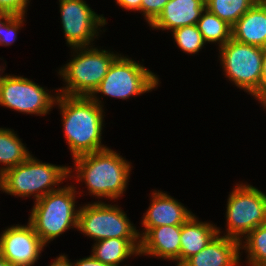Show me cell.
Wrapping results in <instances>:
<instances>
[{"mask_svg": "<svg viewBox=\"0 0 266 266\" xmlns=\"http://www.w3.org/2000/svg\"><path fill=\"white\" fill-rule=\"evenodd\" d=\"M56 105L72 158L109 148L101 142L105 122L103 107L90 97L62 94L58 95Z\"/></svg>", "mask_w": 266, "mask_h": 266, "instance_id": "cell-1", "label": "cell"}, {"mask_svg": "<svg viewBox=\"0 0 266 266\" xmlns=\"http://www.w3.org/2000/svg\"><path fill=\"white\" fill-rule=\"evenodd\" d=\"M72 160L75 170L70 167L69 178L85 183L89 195L97 197L98 202L101 198L115 202L127 190L133 167L131 162L111 148L84 154Z\"/></svg>", "mask_w": 266, "mask_h": 266, "instance_id": "cell-2", "label": "cell"}, {"mask_svg": "<svg viewBox=\"0 0 266 266\" xmlns=\"http://www.w3.org/2000/svg\"><path fill=\"white\" fill-rule=\"evenodd\" d=\"M69 166L45 163L30 155L24 162L0 175L3 193L15 197H33L34 202L69 179Z\"/></svg>", "mask_w": 266, "mask_h": 266, "instance_id": "cell-3", "label": "cell"}, {"mask_svg": "<svg viewBox=\"0 0 266 266\" xmlns=\"http://www.w3.org/2000/svg\"><path fill=\"white\" fill-rule=\"evenodd\" d=\"M77 194L81 191L70 184L34 202L28 222L45 246L69 229H77L80 210L75 205Z\"/></svg>", "mask_w": 266, "mask_h": 266, "instance_id": "cell-4", "label": "cell"}, {"mask_svg": "<svg viewBox=\"0 0 266 266\" xmlns=\"http://www.w3.org/2000/svg\"><path fill=\"white\" fill-rule=\"evenodd\" d=\"M93 46L73 47L71 60L57 72L64 86L58 90L66 96L89 97L101 83L110 65L120 55Z\"/></svg>", "mask_w": 266, "mask_h": 266, "instance_id": "cell-5", "label": "cell"}, {"mask_svg": "<svg viewBox=\"0 0 266 266\" xmlns=\"http://www.w3.org/2000/svg\"><path fill=\"white\" fill-rule=\"evenodd\" d=\"M218 50L225 77L262 105V62L266 49L240 43L231 38Z\"/></svg>", "mask_w": 266, "mask_h": 266, "instance_id": "cell-6", "label": "cell"}, {"mask_svg": "<svg viewBox=\"0 0 266 266\" xmlns=\"http://www.w3.org/2000/svg\"><path fill=\"white\" fill-rule=\"evenodd\" d=\"M160 79L152 71L128 56L119 55L110 65L107 74L89 96L101 107L97 94L127 100L158 88Z\"/></svg>", "mask_w": 266, "mask_h": 266, "instance_id": "cell-7", "label": "cell"}, {"mask_svg": "<svg viewBox=\"0 0 266 266\" xmlns=\"http://www.w3.org/2000/svg\"><path fill=\"white\" fill-rule=\"evenodd\" d=\"M223 236L242 240L256 227L266 224V194L248 183L239 184L227 198Z\"/></svg>", "mask_w": 266, "mask_h": 266, "instance_id": "cell-8", "label": "cell"}, {"mask_svg": "<svg viewBox=\"0 0 266 266\" xmlns=\"http://www.w3.org/2000/svg\"><path fill=\"white\" fill-rule=\"evenodd\" d=\"M77 230L94 241L109 238L140 239L138 229L117 204L104 201L80 205Z\"/></svg>", "mask_w": 266, "mask_h": 266, "instance_id": "cell-9", "label": "cell"}, {"mask_svg": "<svg viewBox=\"0 0 266 266\" xmlns=\"http://www.w3.org/2000/svg\"><path fill=\"white\" fill-rule=\"evenodd\" d=\"M0 74V105L22 114L43 116L55 106L58 90L51 91L32 80L11 74Z\"/></svg>", "mask_w": 266, "mask_h": 266, "instance_id": "cell-10", "label": "cell"}, {"mask_svg": "<svg viewBox=\"0 0 266 266\" xmlns=\"http://www.w3.org/2000/svg\"><path fill=\"white\" fill-rule=\"evenodd\" d=\"M59 8L68 47L93 46L107 24L103 14L98 15L85 0H59Z\"/></svg>", "mask_w": 266, "mask_h": 266, "instance_id": "cell-11", "label": "cell"}, {"mask_svg": "<svg viewBox=\"0 0 266 266\" xmlns=\"http://www.w3.org/2000/svg\"><path fill=\"white\" fill-rule=\"evenodd\" d=\"M46 246L32 225H12L0 234V254L12 266H34Z\"/></svg>", "mask_w": 266, "mask_h": 266, "instance_id": "cell-12", "label": "cell"}, {"mask_svg": "<svg viewBox=\"0 0 266 266\" xmlns=\"http://www.w3.org/2000/svg\"><path fill=\"white\" fill-rule=\"evenodd\" d=\"M150 205L142 217L141 238L149 229L163 225H182L193 214L184 204L179 202L167 192L154 190L151 193Z\"/></svg>", "mask_w": 266, "mask_h": 266, "instance_id": "cell-13", "label": "cell"}, {"mask_svg": "<svg viewBox=\"0 0 266 266\" xmlns=\"http://www.w3.org/2000/svg\"><path fill=\"white\" fill-rule=\"evenodd\" d=\"M180 235L181 225L151 228L140 238L139 254L180 265Z\"/></svg>", "mask_w": 266, "mask_h": 266, "instance_id": "cell-14", "label": "cell"}, {"mask_svg": "<svg viewBox=\"0 0 266 266\" xmlns=\"http://www.w3.org/2000/svg\"><path fill=\"white\" fill-rule=\"evenodd\" d=\"M218 234L199 253L188 258L183 266H240V241Z\"/></svg>", "mask_w": 266, "mask_h": 266, "instance_id": "cell-15", "label": "cell"}, {"mask_svg": "<svg viewBox=\"0 0 266 266\" xmlns=\"http://www.w3.org/2000/svg\"><path fill=\"white\" fill-rule=\"evenodd\" d=\"M205 8V0H169L149 26L156 30L171 32L179 27L197 25Z\"/></svg>", "mask_w": 266, "mask_h": 266, "instance_id": "cell-16", "label": "cell"}, {"mask_svg": "<svg viewBox=\"0 0 266 266\" xmlns=\"http://www.w3.org/2000/svg\"><path fill=\"white\" fill-rule=\"evenodd\" d=\"M232 38L266 49V4L256 2L244 13L232 26Z\"/></svg>", "mask_w": 266, "mask_h": 266, "instance_id": "cell-17", "label": "cell"}, {"mask_svg": "<svg viewBox=\"0 0 266 266\" xmlns=\"http://www.w3.org/2000/svg\"><path fill=\"white\" fill-rule=\"evenodd\" d=\"M195 214L181 225L180 265L188 258L199 253L218 234V227L213 223L198 220Z\"/></svg>", "mask_w": 266, "mask_h": 266, "instance_id": "cell-18", "label": "cell"}, {"mask_svg": "<svg viewBox=\"0 0 266 266\" xmlns=\"http://www.w3.org/2000/svg\"><path fill=\"white\" fill-rule=\"evenodd\" d=\"M140 239L109 238L94 242L92 255L99 261L112 266H121L120 263L131 256H140ZM127 266V265H124Z\"/></svg>", "mask_w": 266, "mask_h": 266, "instance_id": "cell-19", "label": "cell"}, {"mask_svg": "<svg viewBox=\"0 0 266 266\" xmlns=\"http://www.w3.org/2000/svg\"><path fill=\"white\" fill-rule=\"evenodd\" d=\"M31 153L13 129L0 128V175L24 162Z\"/></svg>", "mask_w": 266, "mask_h": 266, "instance_id": "cell-20", "label": "cell"}, {"mask_svg": "<svg viewBox=\"0 0 266 266\" xmlns=\"http://www.w3.org/2000/svg\"><path fill=\"white\" fill-rule=\"evenodd\" d=\"M197 27L206 44L217 43L218 48L232 38V26L206 8L197 22Z\"/></svg>", "mask_w": 266, "mask_h": 266, "instance_id": "cell-21", "label": "cell"}, {"mask_svg": "<svg viewBox=\"0 0 266 266\" xmlns=\"http://www.w3.org/2000/svg\"><path fill=\"white\" fill-rule=\"evenodd\" d=\"M240 250H246L248 266H266V224L256 227L240 240Z\"/></svg>", "mask_w": 266, "mask_h": 266, "instance_id": "cell-22", "label": "cell"}, {"mask_svg": "<svg viewBox=\"0 0 266 266\" xmlns=\"http://www.w3.org/2000/svg\"><path fill=\"white\" fill-rule=\"evenodd\" d=\"M206 9L233 26L257 0H205Z\"/></svg>", "mask_w": 266, "mask_h": 266, "instance_id": "cell-23", "label": "cell"}, {"mask_svg": "<svg viewBox=\"0 0 266 266\" xmlns=\"http://www.w3.org/2000/svg\"><path fill=\"white\" fill-rule=\"evenodd\" d=\"M179 49L187 54H198L206 42L198 30L197 25H188L171 31Z\"/></svg>", "mask_w": 266, "mask_h": 266, "instance_id": "cell-24", "label": "cell"}, {"mask_svg": "<svg viewBox=\"0 0 266 266\" xmlns=\"http://www.w3.org/2000/svg\"><path fill=\"white\" fill-rule=\"evenodd\" d=\"M26 15H12L1 27H0V45L10 46L17 39L18 30L24 26Z\"/></svg>", "mask_w": 266, "mask_h": 266, "instance_id": "cell-25", "label": "cell"}, {"mask_svg": "<svg viewBox=\"0 0 266 266\" xmlns=\"http://www.w3.org/2000/svg\"><path fill=\"white\" fill-rule=\"evenodd\" d=\"M169 0H142L140 13L150 25L162 12L165 4Z\"/></svg>", "mask_w": 266, "mask_h": 266, "instance_id": "cell-26", "label": "cell"}, {"mask_svg": "<svg viewBox=\"0 0 266 266\" xmlns=\"http://www.w3.org/2000/svg\"><path fill=\"white\" fill-rule=\"evenodd\" d=\"M31 0H0V11L12 15L27 14L28 5Z\"/></svg>", "mask_w": 266, "mask_h": 266, "instance_id": "cell-27", "label": "cell"}, {"mask_svg": "<svg viewBox=\"0 0 266 266\" xmlns=\"http://www.w3.org/2000/svg\"><path fill=\"white\" fill-rule=\"evenodd\" d=\"M116 4L127 11H138L140 13L142 0H115Z\"/></svg>", "mask_w": 266, "mask_h": 266, "instance_id": "cell-28", "label": "cell"}, {"mask_svg": "<svg viewBox=\"0 0 266 266\" xmlns=\"http://www.w3.org/2000/svg\"><path fill=\"white\" fill-rule=\"evenodd\" d=\"M73 266H112L109 264H105L99 260H97L92 254L87 256V257H83L82 259L79 260H75L73 262Z\"/></svg>", "mask_w": 266, "mask_h": 266, "instance_id": "cell-29", "label": "cell"}, {"mask_svg": "<svg viewBox=\"0 0 266 266\" xmlns=\"http://www.w3.org/2000/svg\"><path fill=\"white\" fill-rule=\"evenodd\" d=\"M48 266H73V262L68 259V256L65 254H61L57 256L53 262Z\"/></svg>", "mask_w": 266, "mask_h": 266, "instance_id": "cell-30", "label": "cell"}, {"mask_svg": "<svg viewBox=\"0 0 266 266\" xmlns=\"http://www.w3.org/2000/svg\"><path fill=\"white\" fill-rule=\"evenodd\" d=\"M263 68V84H262V105L266 102V50L262 62Z\"/></svg>", "mask_w": 266, "mask_h": 266, "instance_id": "cell-31", "label": "cell"}, {"mask_svg": "<svg viewBox=\"0 0 266 266\" xmlns=\"http://www.w3.org/2000/svg\"><path fill=\"white\" fill-rule=\"evenodd\" d=\"M12 16L10 13L0 11V27Z\"/></svg>", "mask_w": 266, "mask_h": 266, "instance_id": "cell-32", "label": "cell"}, {"mask_svg": "<svg viewBox=\"0 0 266 266\" xmlns=\"http://www.w3.org/2000/svg\"><path fill=\"white\" fill-rule=\"evenodd\" d=\"M0 266H12L11 263L0 254Z\"/></svg>", "mask_w": 266, "mask_h": 266, "instance_id": "cell-33", "label": "cell"}, {"mask_svg": "<svg viewBox=\"0 0 266 266\" xmlns=\"http://www.w3.org/2000/svg\"><path fill=\"white\" fill-rule=\"evenodd\" d=\"M4 67H6V66H3V64H2V66H0V74H1V72H2L3 70L6 69V68H4Z\"/></svg>", "mask_w": 266, "mask_h": 266, "instance_id": "cell-34", "label": "cell"}, {"mask_svg": "<svg viewBox=\"0 0 266 266\" xmlns=\"http://www.w3.org/2000/svg\"><path fill=\"white\" fill-rule=\"evenodd\" d=\"M257 2L262 3V4H266V0H257Z\"/></svg>", "mask_w": 266, "mask_h": 266, "instance_id": "cell-35", "label": "cell"}, {"mask_svg": "<svg viewBox=\"0 0 266 266\" xmlns=\"http://www.w3.org/2000/svg\"><path fill=\"white\" fill-rule=\"evenodd\" d=\"M264 109H266V102L262 105Z\"/></svg>", "mask_w": 266, "mask_h": 266, "instance_id": "cell-36", "label": "cell"}]
</instances>
